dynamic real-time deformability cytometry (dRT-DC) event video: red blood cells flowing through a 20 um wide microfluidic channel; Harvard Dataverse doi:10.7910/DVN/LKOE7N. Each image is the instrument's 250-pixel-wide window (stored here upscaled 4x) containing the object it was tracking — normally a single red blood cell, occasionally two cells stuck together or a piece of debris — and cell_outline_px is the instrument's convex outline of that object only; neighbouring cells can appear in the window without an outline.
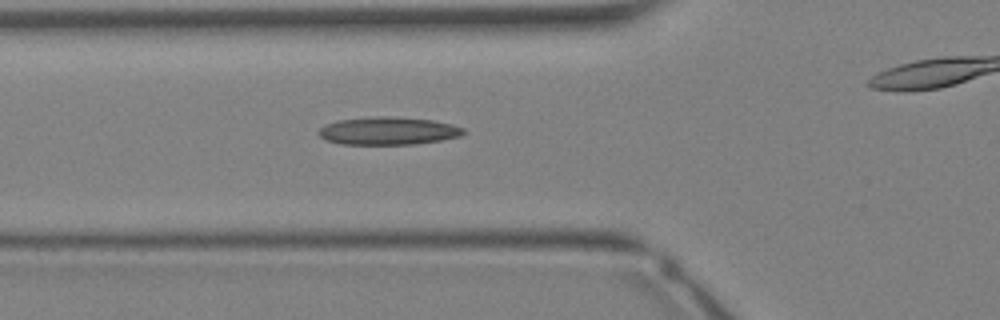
{"species": "Egyptian fruit bat (a non-hibernating species)", "species_latin": "Rousettus aegyptiacus", "temperature_condition": "warm", "stored_images_in_passage": 26, "camera_frame_rate_fps": 3000, "um_per_image_px": 0.085, "animal": {"sex": "female"}, "frame": {"image": 1, "passage_image": 3, "time_ms": 0.667, "image_size_px": [1000, 320], "cell_outline_px": [[468, 132], [460, 136], [440, 140], [412, 144], [340, 144], [324, 140], [320, 136], [320, 128], [328, 124], [340, 120], [376, 116], [380, 116], [432, 120], [452, 124], [464, 128]], "centroid_in_image_um": [33.03, 11.13], "position_along_channel_um": 92.8, "area_um2": 23.18}}
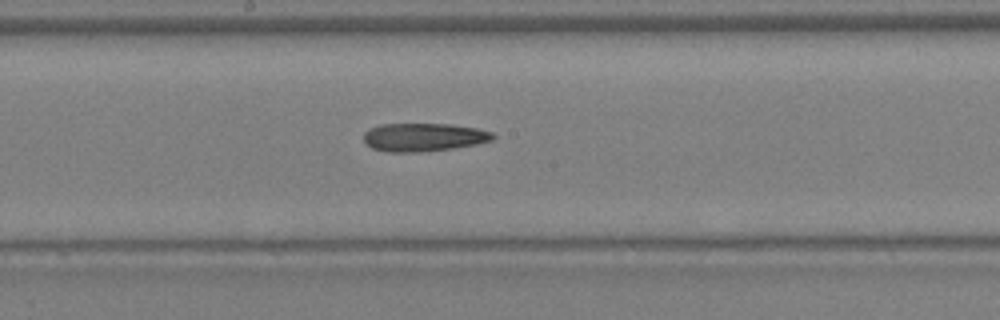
{"frame": {"image": 2, "passage_image": 9, "time_ms": 2.667, "image_size_px": [1000, 320], "cell_outline_px": [[496, 136], [492, 140], [476, 144], [452, 148], [416, 152], [388, 152], [372, 148], [364, 140], [364, 132], [368, 128], [380, 124], [448, 124], [476, 128], [492, 132]], "centroid_in_image_um": [35.99, 11.65], "position_along_channel_um": 212.2, "area_um2": 21.15}}
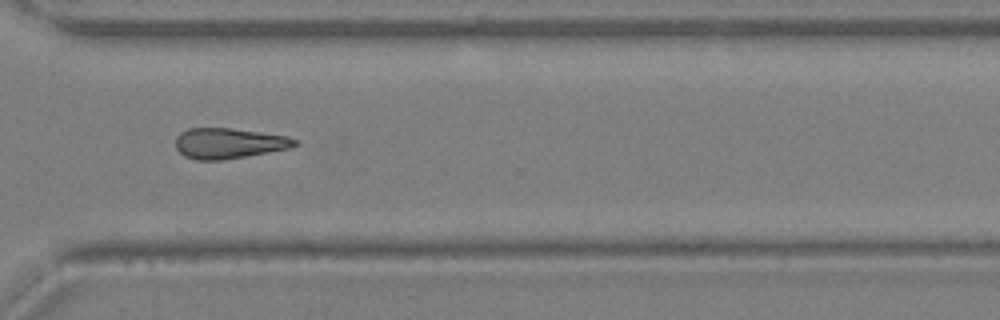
{"frame": {"image": 3, "passage_image": 16, "time_ms": 5.0, "image_size_px": [1000, 320], "cell_outline_px": [[300, 144], [292, 148], [220, 160], [196, 160], [184, 156], [176, 148], [176, 136], [180, 132], [188, 128], [232, 128], [288, 136], [300, 140]], "centroid_in_image_um": [19.48, 12.17], "position_along_channel_um": 351.1, "area_um2": 21.33}}